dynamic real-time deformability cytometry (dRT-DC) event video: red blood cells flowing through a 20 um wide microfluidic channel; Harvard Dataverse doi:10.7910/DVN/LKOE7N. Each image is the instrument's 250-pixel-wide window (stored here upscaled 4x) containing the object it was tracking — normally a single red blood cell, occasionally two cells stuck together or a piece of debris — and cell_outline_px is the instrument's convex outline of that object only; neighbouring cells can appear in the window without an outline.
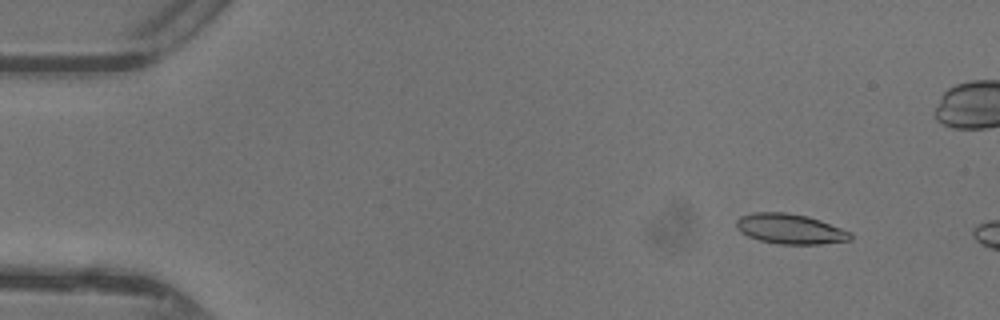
{"species": "common noctule bat (a hibernating species)", "species_latin": "Nyctalus noctula", "temperature_condition": "warm", "stored_images_in_passage": 8, "camera_frame_rate_fps": 3000, "um_per_image_px": 0.085, "animal": {"sex": "female"}, "frame": {"image": 1, "passage_image": 4, "time_ms": 1.0, "image_size_px": [1000, 320], "cell_outline_px": [[852, 240], [820, 244], [780, 244], [760, 240], [748, 236], [740, 232], [736, 228], [736, 220], [740, 216], [752, 212], [784, 212], [808, 216], [820, 220], [852, 232]], "centroid_in_image_um": [67.16, 19.45], "position_along_channel_um": 17.8, "area_um2": 20.11}}